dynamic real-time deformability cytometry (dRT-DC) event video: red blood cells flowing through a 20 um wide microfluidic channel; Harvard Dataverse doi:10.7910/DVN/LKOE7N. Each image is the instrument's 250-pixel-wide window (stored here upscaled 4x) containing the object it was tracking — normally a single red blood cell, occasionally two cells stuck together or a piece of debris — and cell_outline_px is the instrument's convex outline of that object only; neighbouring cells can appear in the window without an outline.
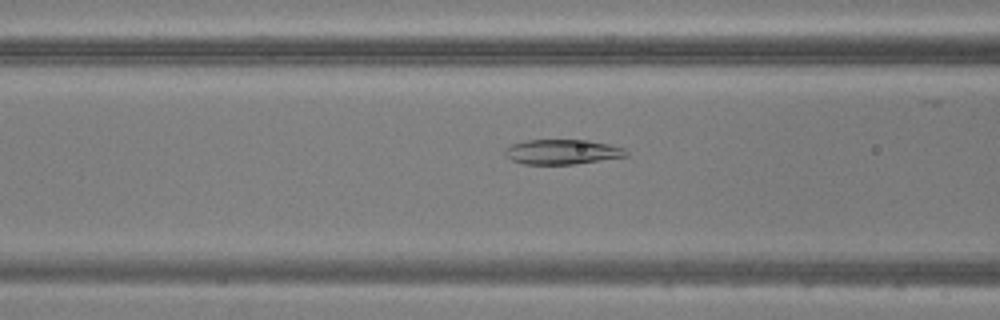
{"species": "common noctule bat (a hibernating species)", "species_latin": "Nyctalus noctula", "temperature_condition": "warm", "stored_images_in_passage": 50, "camera_frame_rate_fps": 3000, "um_per_image_px": 0.085, "animal": {"sex": "male", "body_mass_g": 20.5, "forearm_length_mm": 52.5}, "frame": {"image": 1, "passage_image": 20, "time_ms": 6.333, "image_size_px": [1000, 320], "cell_outline_px": [[628, 156], [572, 164], [524, 164], [512, 160], [504, 156], [504, 148], [512, 144], [524, 140], [588, 140], [608, 144], [624, 148], [628, 152]], "centroid_in_image_um": [47.75, 12.9], "position_along_channel_um": 118.9, "area_um2": 17.57}}
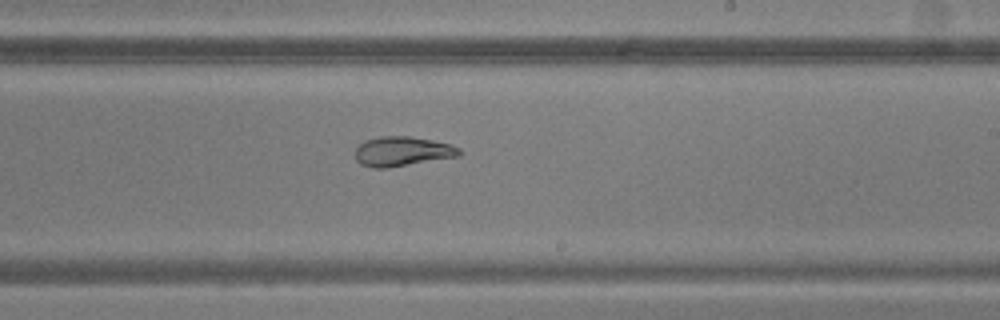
{"frame": {"image": 2, "passage_image": 30, "time_ms": 9.667, "image_size_px": [1000, 320], "cell_outline_px": [[460, 156], [388, 168], [372, 168], [360, 164], [356, 160], [356, 148], [364, 140], [380, 136], [412, 136], [452, 144], [460, 148]], "centroid_in_image_um": [34.2, 12.87], "position_along_channel_um": 254.8, "area_um2": 18.15}}
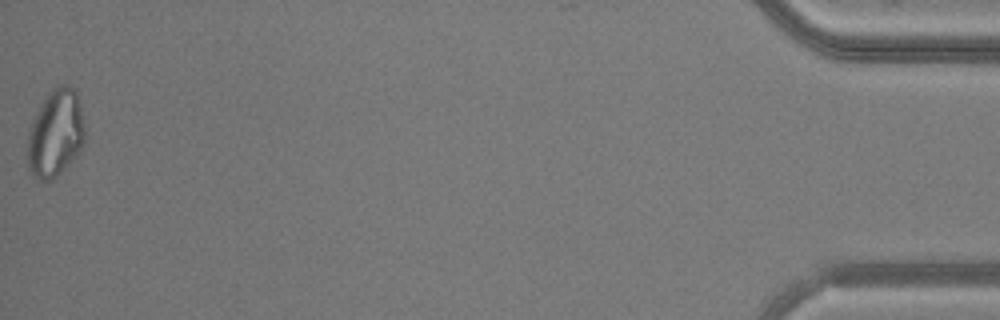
{"frame": {"image": 3, "passage_image": 50, "time_ms": 16.333, "image_size_px": [1000, 320], "cell_outline_px": [[84, 144], [76, 156], [52, 180], [36, 180], [32, 176], [28, 168], [28, 132], [32, 120], [40, 104], [48, 92], [56, 84], [64, 84], [76, 88], [84, 124]], "centroid_in_image_um": [4.71, 11.31], "position_along_channel_um": 430.5, "area_um2": 29.42}}